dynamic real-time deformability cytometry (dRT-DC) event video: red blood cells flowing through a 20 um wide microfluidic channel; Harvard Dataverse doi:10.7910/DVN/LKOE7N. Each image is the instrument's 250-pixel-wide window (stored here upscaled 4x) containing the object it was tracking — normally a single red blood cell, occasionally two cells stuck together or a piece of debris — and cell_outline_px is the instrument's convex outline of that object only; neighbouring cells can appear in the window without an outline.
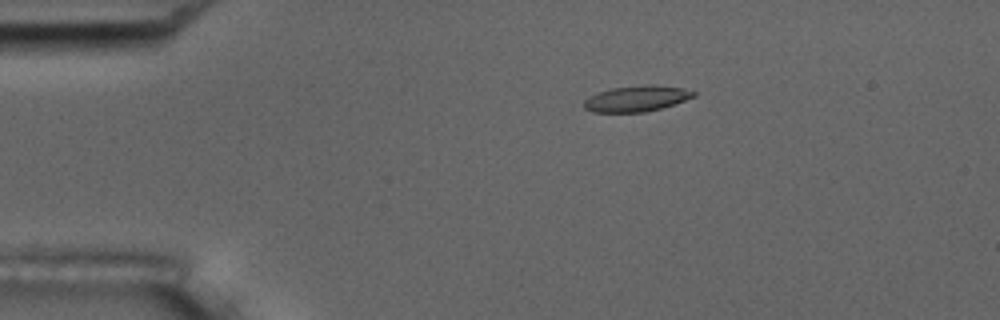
{"species": "common noctule bat (a hibernating species)", "species_latin": "Nyctalus noctula", "temperature_condition": "room temperature", "stored_images_in_passage": 5, "camera_frame_rate_fps": 3000, "um_per_image_px": 0.085, "animal": {"sex": "male", "body_mass_g": 17.5, "forearm_length_mm": 52.3}, "frame": {"image": 1, "passage_image": 3, "time_ms": 0.667, "image_size_px": [1000, 320], "cell_outline_px": [[696, 96], [660, 108], [644, 112], [592, 112], [584, 108], [584, 100], [588, 96], [612, 88], [644, 84], [652, 84], [684, 88], [696, 92]], "centroid_in_image_um": [54.1, 8.37], "position_along_channel_um": 30.9, "area_um2": 16.47}}